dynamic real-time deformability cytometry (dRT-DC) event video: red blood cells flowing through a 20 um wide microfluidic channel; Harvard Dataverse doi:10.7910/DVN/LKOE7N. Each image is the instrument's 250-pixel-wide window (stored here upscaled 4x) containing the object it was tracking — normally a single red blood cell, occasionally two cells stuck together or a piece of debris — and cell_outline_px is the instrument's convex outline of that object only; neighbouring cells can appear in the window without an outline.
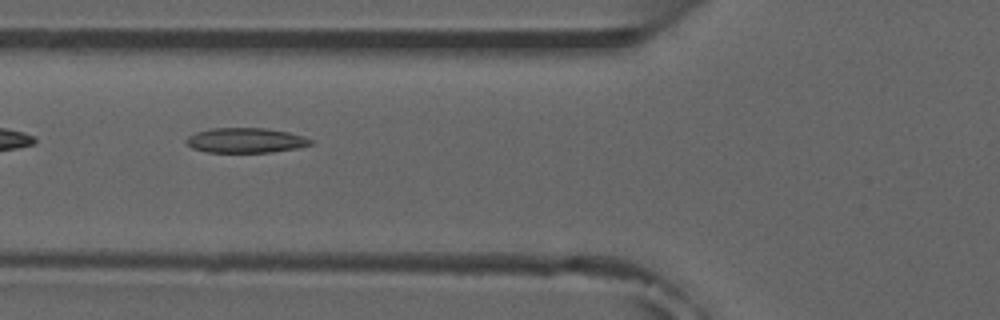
{"species": "common noctule bat (a hibernating species)", "species_latin": "Nyctalus noctula", "temperature_condition": "room temperature", "stored_images_in_passage": 6, "camera_frame_rate_fps": 3000, "um_per_image_px": 0.085, "animal": {"sex": "male", "forearm_length_mm": 52.5}, "frame": {"image": 1, "passage_image": 6, "time_ms": 5.667, "image_size_px": [1000, 320], "cell_outline_px": [[312, 144], [300, 148], [272, 152], [208, 152], [192, 148], [184, 140], [188, 136], [196, 132], [212, 128], [264, 128], [288, 132], [304, 136], [312, 140]], "centroid_in_image_um": [20.89, 11.93], "position_along_channel_um": 104.9, "area_um2": 18.09}}